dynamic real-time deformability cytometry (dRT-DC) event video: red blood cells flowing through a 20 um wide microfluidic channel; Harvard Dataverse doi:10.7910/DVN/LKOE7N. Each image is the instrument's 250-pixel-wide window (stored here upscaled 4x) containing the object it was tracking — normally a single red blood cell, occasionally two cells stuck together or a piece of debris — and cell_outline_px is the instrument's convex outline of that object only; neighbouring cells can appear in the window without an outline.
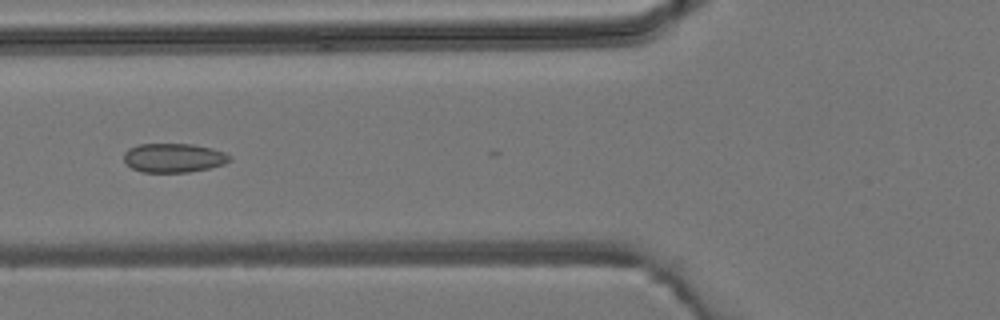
{"species": "common noctule bat (a hibernating species)", "species_latin": "Nyctalus noctula", "temperature_condition": "room temperature", "stored_images_in_passage": 3, "camera_frame_rate_fps": 3000, "um_per_image_px": 0.085, "animal": {"sex": "male", "body_mass_g": 19.2, "forearm_length_mm": 51.8}, "frame": {"image": 1, "passage_image": 2, "time_ms": 2.333, "image_size_px": [1000, 320], "cell_outline_px": [[232, 160], [224, 164], [208, 168], [188, 172], [140, 172], [132, 168], [124, 160], [124, 152], [128, 148], [136, 144], [192, 144], [212, 148], [224, 152], [232, 156]], "centroid_in_image_um": [14.76, 13.41], "position_along_channel_um": 111.0, "area_um2": 18.03}}